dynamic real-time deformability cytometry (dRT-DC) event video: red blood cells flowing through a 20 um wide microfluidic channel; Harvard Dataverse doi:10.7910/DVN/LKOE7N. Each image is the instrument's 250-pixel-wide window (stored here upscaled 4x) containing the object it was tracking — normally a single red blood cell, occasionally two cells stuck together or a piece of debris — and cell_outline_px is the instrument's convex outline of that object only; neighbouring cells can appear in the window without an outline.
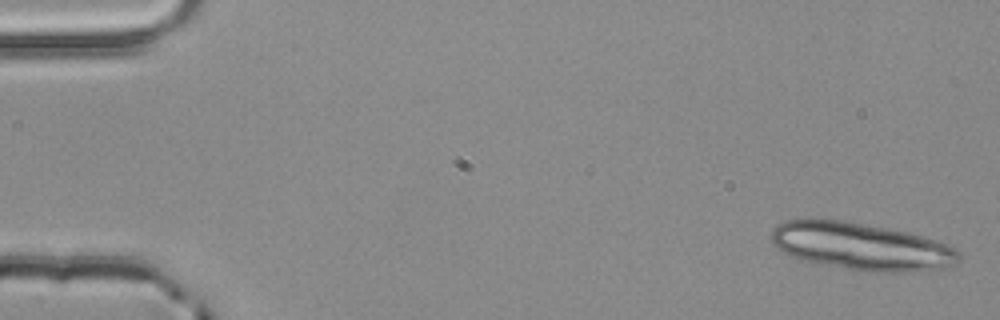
{"species": "common noctule bat (a hibernating species)", "species_latin": "Nyctalus noctula", "temperature_condition": "room temperature", "stored_images_in_passage": 3, "camera_frame_rate_fps": 3000, "um_per_image_px": 0.085, "animal": {"sex": "male", "body_mass_g": 20.4}, "frame": {"image": 1, "passage_image": 1, "time_ms": 0.0, "image_size_px": [1000, 320], "cell_outline_px": [[960, 256], [952, 264], [940, 272], [868, 272], [816, 264], [792, 256], [784, 252], [772, 244], [772, 228], [776, 224], [784, 220], [840, 220], [888, 228], [908, 232], [948, 244], [960, 252]], "centroid_in_image_um": [73.25, 20.98], "position_along_channel_um": 11.8, "area_um2": 52.14}}